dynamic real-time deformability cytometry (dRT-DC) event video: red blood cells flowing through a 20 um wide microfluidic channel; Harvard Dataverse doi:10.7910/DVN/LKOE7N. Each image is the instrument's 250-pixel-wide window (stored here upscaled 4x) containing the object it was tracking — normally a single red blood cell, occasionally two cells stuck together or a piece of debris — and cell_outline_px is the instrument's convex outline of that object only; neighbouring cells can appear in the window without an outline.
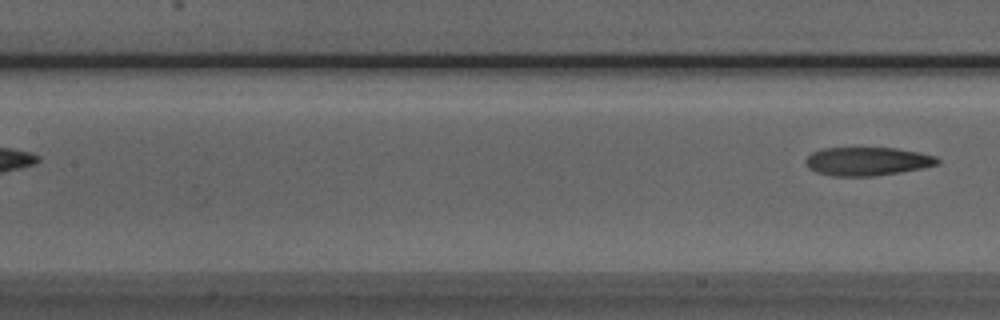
{"species": "Egyptian fruit bat (a non-hibernating species)", "species_latin": "Rousettus aegyptiacus", "temperature_condition": "room temperature", "stored_images_in_passage": 6, "camera_frame_rate_fps": 3000, "um_per_image_px": 0.085, "animal": {"sex": "male"}, "frame": {"image": 1, "passage_image": 6, "time_ms": 6.667, "image_size_px": [1000, 320], "cell_outline_px": [[940, 164], [900, 172], [872, 176], [832, 176], [816, 172], [808, 168], [804, 160], [812, 152], [820, 148], [896, 148], [920, 152], [936, 156], [940, 160]], "centroid_in_image_um": [73.71, 13.71], "position_along_channel_um": 133.7, "area_um2": 21.96}}